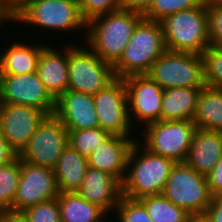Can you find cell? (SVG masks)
I'll use <instances>...</instances> for the list:
<instances>
[{
  "label": "cell",
  "instance_id": "1",
  "mask_svg": "<svg viewBox=\"0 0 222 222\" xmlns=\"http://www.w3.org/2000/svg\"><path fill=\"white\" fill-rule=\"evenodd\" d=\"M175 163L170 158L150 152L137 139L129 152L126 173L121 183L122 196L139 200L162 194Z\"/></svg>",
  "mask_w": 222,
  "mask_h": 222
},
{
  "label": "cell",
  "instance_id": "2",
  "mask_svg": "<svg viewBox=\"0 0 222 222\" xmlns=\"http://www.w3.org/2000/svg\"><path fill=\"white\" fill-rule=\"evenodd\" d=\"M142 18L139 13L123 9L95 17L86 24V46L103 61L114 65Z\"/></svg>",
  "mask_w": 222,
  "mask_h": 222
},
{
  "label": "cell",
  "instance_id": "3",
  "mask_svg": "<svg viewBox=\"0 0 222 222\" xmlns=\"http://www.w3.org/2000/svg\"><path fill=\"white\" fill-rule=\"evenodd\" d=\"M160 22L142 18L136 25L128 45L113 65L116 78L147 74L151 65L166 51Z\"/></svg>",
  "mask_w": 222,
  "mask_h": 222
},
{
  "label": "cell",
  "instance_id": "4",
  "mask_svg": "<svg viewBox=\"0 0 222 222\" xmlns=\"http://www.w3.org/2000/svg\"><path fill=\"white\" fill-rule=\"evenodd\" d=\"M160 23L169 51L201 55L210 46L206 2L169 15Z\"/></svg>",
  "mask_w": 222,
  "mask_h": 222
},
{
  "label": "cell",
  "instance_id": "5",
  "mask_svg": "<svg viewBox=\"0 0 222 222\" xmlns=\"http://www.w3.org/2000/svg\"><path fill=\"white\" fill-rule=\"evenodd\" d=\"M17 24L40 28L44 31L51 30L62 32H82L86 30L78 0H28L16 12ZM35 25V26H34Z\"/></svg>",
  "mask_w": 222,
  "mask_h": 222
},
{
  "label": "cell",
  "instance_id": "6",
  "mask_svg": "<svg viewBox=\"0 0 222 222\" xmlns=\"http://www.w3.org/2000/svg\"><path fill=\"white\" fill-rule=\"evenodd\" d=\"M67 45L68 90L95 95L116 79L113 65L103 61L87 46Z\"/></svg>",
  "mask_w": 222,
  "mask_h": 222
},
{
  "label": "cell",
  "instance_id": "7",
  "mask_svg": "<svg viewBox=\"0 0 222 222\" xmlns=\"http://www.w3.org/2000/svg\"><path fill=\"white\" fill-rule=\"evenodd\" d=\"M163 90L188 87L203 88L202 56L196 53L166 50L150 67L147 74Z\"/></svg>",
  "mask_w": 222,
  "mask_h": 222
},
{
  "label": "cell",
  "instance_id": "8",
  "mask_svg": "<svg viewBox=\"0 0 222 222\" xmlns=\"http://www.w3.org/2000/svg\"><path fill=\"white\" fill-rule=\"evenodd\" d=\"M162 194L189 214L206 213L212 199L206 176L185 162L175 163Z\"/></svg>",
  "mask_w": 222,
  "mask_h": 222
},
{
  "label": "cell",
  "instance_id": "9",
  "mask_svg": "<svg viewBox=\"0 0 222 222\" xmlns=\"http://www.w3.org/2000/svg\"><path fill=\"white\" fill-rule=\"evenodd\" d=\"M140 130L141 144L150 152L185 162L197 127L190 120L156 121Z\"/></svg>",
  "mask_w": 222,
  "mask_h": 222
},
{
  "label": "cell",
  "instance_id": "10",
  "mask_svg": "<svg viewBox=\"0 0 222 222\" xmlns=\"http://www.w3.org/2000/svg\"><path fill=\"white\" fill-rule=\"evenodd\" d=\"M67 145L68 130L54 114L47 115L18 157L21 161L54 169Z\"/></svg>",
  "mask_w": 222,
  "mask_h": 222
},
{
  "label": "cell",
  "instance_id": "11",
  "mask_svg": "<svg viewBox=\"0 0 222 222\" xmlns=\"http://www.w3.org/2000/svg\"><path fill=\"white\" fill-rule=\"evenodd\" d=\"M99 127L111 135L131 136L133 128L129 113L125 82L116 78L105 89L93 95Z\"/></svg>",
  "mask_w": 222,
  "mask_h": 222
},
{
  "label": "cell",
  "instance_id": "12",
  "mask_svg": "<svg viewBox=\"0 0 222 222\" xmlns=\"http://www.w3.org/2000/svg\"><path fill=\"white\" fill-rule=\"evenodd\" d=\"M0 103L31 106L47 115H53L56 109V99L36 72L0 75Z\"/></svg>",
  "mask_w": 222,
  "mask_h": 222
},
{
  "label": "cell",
  "instance_id": "13",
  "mask_svg": "<svg viewBox=\"0 0 222 222\" xmlns=\"http://www.w3.org/2000/svg\"><path fill=\"white\" fill-rule=\"evenodd\" d=\"M58 195L54 169L20 160V179L12 211L23 212Z\"/></svg>",
  "mask_w": 222,
  "mask_h": 222
},
{
  "label": "cell",
  "instance_id": "14",
  "mask_svg": "<svg viewBox=\"0 0 222 222\" xmlns=\"http://www.w3.org/2000/svg\"><path fill=\"white\" fill-rule=\"evenodd\" d=\"M123 80L127 91L128 113L132 126L135 127L134 123H138V121L139 123L141 121L143 127L160 121L164 90L146 74L129 76Z\"/></svg>",
  "mask_w": 222,
  "mask_h": 222
},
{
  "label": "cell",
  "instance_id": "15",
  "mask_svg": "<svg viewBox=\"0 0 222 222\" xmlns=\"http://www.w3.org/2000/svg\"><path fill=\"white\" fill-rule=\"evenodd\" d=\"M46 116L31 106L0 103V132L19 154Z\"/></svg>",
  "mask_w": 222,
  "mask_h": 222
},
{
  "label": "cell",
  "instance_id": "16",
  "mask_svg": "<svg viewBox=\"0 0 222 222\" xmlns=\"http://www.w3.org/2000/svg\"><path fill=\"white\" fill-rule=\"evenodd\" d=\"M54 115L68 131L99 127L93 95L67 90L56 100Z\"/></svg>",
  "mask_w": 222,
  "mask_h": 222
},
{
  "label": "cell",
  "instance_id": "17",
  "mask_svg": "<svg viewBox=\"0 0 222 222\" xmlns=\"http://www.w3.org/2000/svg\"><path fill=\"white\" fill-rule=\"evenodd\" d=\"M137 138L111 135L88 157V166L99 169L115 177L122 183L129 152Z\"/></svg>",
  "mask_w": 222,
  "mask_h": 222
},
{
  "label": "cell",
  "instance_id": "18",
  "mask_svg": "<svg viewBox=\"0 0 222 222\" xmlns=\"http://www.w3.org/2000/svg\"><path fill=\"white\" fill-rule=\"evenodd\" d=\"M50 45L41 50L36 73L45 88L57 100L68 90V46L57 49Z\"/></svg>",
  "mask_w": 222,
  "mask_h": 222
},
{
  "label": "cell",
  "instance_id": "19",
  "mask_svg": "<svg viewBox=\"0 0 222 222\" xmlns=\"http://www.w3.org/2000/svg\"><path fill=\"white\" fill-rule=\"evenodd\" d=\"M76 192L86 201L113 214L122 196L121 183L115 177L90 166L86 170L82 185Z\"/></svg>",
  "mask_w": 222,
  "mask_h": 222
},
{
  "label": "cell",
  "instance_id": "20",
  "mask_svg": "<svg viewBox=\"0 0 222 222\" xmlns=\"http://www.w3.org/2000/svg\"><path fill=\"white\" fill-rule=\"evenodd\" d=\"M222 157V133L197 128L185 163L207 175Z\"/></svg>",
  "mask_w": 222,
  "mask_h": 222
},
{
  "label": "cell",
  "instance_id": "21",
  "mask_svg": "<svg viewBox=\"0 0 222 222\" xmlns=\"http://www.w3.org/2000/svg\"><path fill=\"white\" fill-rule=\"evenodd\" d=\"M9 46V47H8ZM46 44L30 45L13 42L0 52V75L34 73L41 50Z\"/></svg>",
  "mask_w": 222,
  "mask_h": 222
},
{
  "label": "cell",
  "instance_id": "22",
  "mask_svg": "<svg viewBox=\"0 0 222 222\" xmlns=\"http://www.w3.org/2000/svg\"><path fill=\"white\" fill-rule=\"evenodd\" d=\"M201 89L188 87L164 89L160 121H193Z\"/></svg>",
  "mask_w": 222,
  "mask_h": 222
},
{
  "label": "cell",
  "instance_id": "23",
  "mask_svg": "<svg viewBox=\"0 0 222 222\" xmlns=\"http://www.w3.org/2000/svg\"><path fill=\"white\" fill-rule=\"evenodd\" d=\"M87 168L88 158L68 144L54 168L59 193L76 192L82 185Z\"/></svg>",
  "mask_w": 222,
  "mask_h": 222
},
{
  "label": "cell",
  "instance_id": "24",
  "mask_svg": "<svg viewBox=\"0 0 222 222\" xmlns=\"http://www.w3.org/2000/svg\"><path fill=\"white\" fill-rule=\"evenodd\" d=\"M61 222H106L107 212L100 206L86 201L77 192L58 195Z\"/></svg>",
  "mask_w": 222,
  "mask_h": 222
},
{
  "label": "cell",
  "instance_id": "25",
  "mask_svg": "<svg viewBox=\"0 0 222 222\" xmlns=\"http://www.w3.org/2000/svg\"><path fill=\"white\" fill-rule=\"evenodd\" d=\"M193 123L197 128L222 133V89L208 86L201 89Z\"/></svg>",
  "mask_w": 222,
  "mask_h": 222
},
{
  "label": "cell",
  "instance_id": "26",
  "mask_svg": "<svg viewBox=\"0 0 222 222\" xmlns=\"http://www.w3.org/2000/svg\"><path fill=\"white\" fill-rule=\"evenodd\" d=\"M138 201L145 207L153 222H186L190 215L163 194L146 196Z\"/></svg>",
  "mask_w": 222,
  "mask_h": 222
},
{
  "label": "cell",
  "instance_id": "27",
  "mask_svg": "<svg viewBox=\"0 0 222 222\" xmlns=\"http://www.w3.org/2000/svg\"><path fill=\"white\" fill-rule=\"evenodd\" d=\"M20 179V158L0 166V212L12 211Z\"/></svg>",
  "mask_w": 222,
  "mask_h": 222
},
{
  "label": "cell",
  "instance_id": "28",
  "mask_svg": "<svg viewBox=\"0 0 222 222\" xmlns=\"http://www.w3.org/2000/svg\"><path fill=\"white\" fill-rule=\"evenodd\" d=\"M111 134L100 127L68 131V144L88 158Z\"/></svg>",
  "mask_w": 222,
  "mask_h": 222
},
{
  "label": "cell",
  "instance_id": "29",
  "mask_svg": "<svg viewBox=\"0 0 222 222\" xmlns=\"http://www.w3.org/2000/svg\"><path fill=\"white\" fill-rule=\"evenodd\" d=\"M203 0H153L143 18L161 22L165 17L177 12L199 7Z\"/></svg>",
  "mask_w": 222,
  "mask_h": 222
},
{
  "label": "cell",
  "instance_id": "30",
  "mask_svg": "<svg viewBox=\"0 0 222 222\" xmlns=\"http://www.w3.org/2000/svg\"><path fill=\"white\" fill-rule=\"evenodd\" d=\"M201 56L206 86L222 89V49L209 46Z\"/></svg>",
  "mask_w": 222,
  "mask_h": 222
},
{
  "label": "cell",
  "instance_id": "31",
  "mask_svg": "<svg viewBox=\"0 0 222 222\" xmlns=\"http://www.w3.org/2000/svg\"><path fill=\"white\" fill-rule=\"evenodd\" d=\"M115 211L119 222H153L138 200L121 196Z\"/></svg>",
  "mask_w": 222,
  "mask_h": 222
},
{
  "label": "cell",
  "instance_id": "32",
  "mask_svg": "<svg viewBox=\"0 0 222 222\" xmlns=\"http://www.w3.org/2000/svg\"><path fill=\"white\" fill-rule=\"evenodd\" d=\"M23 213L29 222H61L58 198L40 202Z\"/></svg>",
  "mask_w": 222,
  "mask_h": 222
},
{
  "label": "cell",
  "instance_id": "33",
  "mask_svg": "<svg viewBox=\"0 0 222 222\" xmlns=\"http://www.w3.org/2000/svg\"><path fill=\"white\" fill-rule=\"evenodd\" d=\"M83 20L88 23L95 17L121 9L120 0H78Z\"/></svg>",
  "mask_w": 222,
  "mask_h": 222
},
{
  "label": "cell",
  "instance_id": "34",
  "mask_svg": "<svg viewBox=\"0 0 222 222\" xmlns=\"http://www.w3.org/2000/svg\"><path fill=\"white\" fill-rule=\"evenodd\" d=\"M210 46L222 49V5L206 2Z\"/></svg>",
  "mask_w": 222,
  "mask_h": 222
},
{
  "label": "cell",
  "instance_id": "35",
  "mask_svg": "<svg viewBox=\"0 0 222 222\" xmlns=\"http://www.w3.org/2000/svg\"><path fill=\"white\" fill-rule=\"evenodd\" d=\"M206 179L212 196L222 194V157L206 175Z\"/></svg>",
  "mask_w": 222,
  "mask_h": 222
},
{
  "label": "cell",
  "instance_id": "36",
  "mask_svg": "<svg viewBox=\"0 0 222 222\" xmlns=\"http://www.w3.org/2000/svg\"><path fill=\"white\" fill-rule=\"evenodd\" d=\"M153 0H120V6L123 10L144 15L152 5Z\"/></svg>",
  "mask_w": 222,
  "mask_h": 222
},
{
  "label": "cell",
  "instance_id": "37",
  "mask_svg": "<svg viewBox=\"0 0 222 222\" xmlns=\"http://www.w3.org/2000/svg\"><path fill=\"white\" fill-rule=\"evenodd\" d=\"M18 157V153L8 144L0 132V166L11 163Z\"/></svg>",
  "mask_w": 222,
  "mask_h": 222
},
{
  "label": "cell",
  "instance_id": "38",
  "mask_svg": "<svg viewBox=\"0 0 222 222\" xmlns=\"http://www.w3.org/2000/svg\"><path fill=\"white\" fill-rule=\"evenodd\" d=\"M206 214L211 222H222V194L212 196Z\"/></svg>",
  "mask_w": 222,
  "mask_h": 222
},
{
  "label": "cell",
  "instance_id": "39",
  "mask_svg": "<svg viewBox=\"0 0 222 222\" xmlns=\"http://www.w3.org/2000/svg\"><path fill=\"white\" fill-rule=\"evenodd\" d=\"M8 21H12V24L16 21L15 11L4 0H0V26Z\"/></svg>",
  "mask_w": 222,
  "mask_h": 222
},
{
  "label": "cell",
  "instance_id": "40",
  "mask_svg": "<svg viewBox=\"0 0 222 222\" xmlns=\"http://www.w3.org/2000/svg\"><path fill=\"white\" fill-rule=\"evenodd\" d=\"M0 219L2 222H29L23 212L1 211Z\"/></svg>",
  "mask_w": 222,
  "mask_h": 222
},
{
  "label": "cell",
  "instance_id": "41",
  "mask_svg": "<svg viewBox=\"0 0 222 222\" xmlns=\"http://www.w3.org/2000/svg\"><path fill=\"white\" fill-rule=\"evenodd\" d=\"M186 222H211L206 213L190 214Z\"/></svg>",
  "mask_w": 222,
  "mask_h": 222
},
{
  "label": "cell",
  "instance_id": "42",
  "mask_svg": "<svg viewBox=\"0 0 222 222\" xmlns=\"http://www.w3.org/2000/svg\"><path fill=\"white\" fill-rule=\"evenodd\" d=\"M15 12L21 8L28 0H4Z\"/></svg>",
  "mask_w": 222,
  "mask_h": 222
},
{
  "label": "cell",
  "instance_id": "43",
  "mask_svg": "<svg viewBox=\"0 0 222 222\" xmlns=\"http://www.w3.org/2000/svg\"><path fill=\"white\" fill-rule=\"evenodd\" d=\"M214 3H216L217 5H222V0H214Z\"/></svg>",
  "mask_w": 222,
  "mask_h": 222
},
{
  "label": "cell",
  "instance_id": "44",
  "mask_svg": "<svg viewBox=\"0 0 222 222\" xmlns=\"http://www.w3.org/2000/svg\"><path fill=\"white\" fill-rule=\"evenodd\" d=\"M204 2L214 1V0H203Z\"/></svg>",
  "mask_w": 222,
  "mask_h": 222
}]
</instances>
